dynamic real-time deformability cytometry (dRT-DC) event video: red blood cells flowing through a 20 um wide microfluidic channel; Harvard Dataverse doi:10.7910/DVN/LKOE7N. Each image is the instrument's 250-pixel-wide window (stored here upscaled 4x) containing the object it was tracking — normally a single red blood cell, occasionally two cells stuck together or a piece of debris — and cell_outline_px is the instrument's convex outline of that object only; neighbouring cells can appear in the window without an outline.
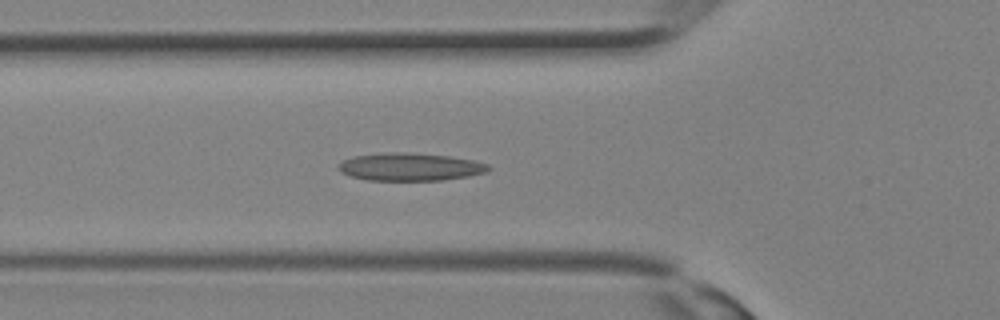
{"species": "Egyptian fruit bat (a non-hibernating species)", "species_latin": "Rousettus aegyptiacus", "temperature_condition": "room temperature", "stored_images_in_passage": 31, "camera_frame_rate_fps": 3000, "um_per_image_px": 0.085, "animal": {"sex": "female"}, "frame": {"image": 1, "passage_image": 11, "time_ms": 3.333, "image_size_px": [1000, 320], "cell_outline_px": [[492, 168], [488, 172], [468, 176], [444, 180], [368, 180], [352, 176], [340, 172], [336, 168], [344, 160], [352, 156], [388, 152], [404, 152], [448, 156], [472, 160], [488, 164]], "centroid_in_image_um": [34.87, 14.18], "position_along_channel_um": 90.9, "area_um2": 24.22}}
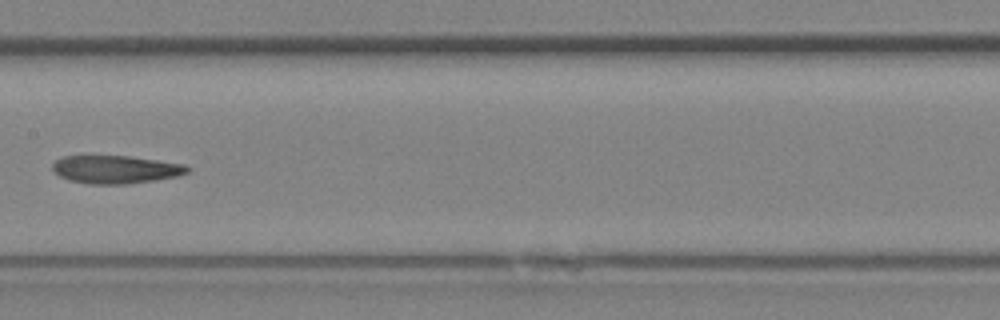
{"frame": {"image": 2, "passage_image": 16, "time_ms": 5.0, "image_size_px": [1000, 320], "cell_outline_px": [[192, 168], [188, 172], [176, 176], [152, 180], [124, 184], [88, 184], [68, 180], [52, 172], [52, 164], [60, 156], [128, 156], [184, 164]], "centroid_in_image_um": [9.77, 14.4], "position_along_channel_um": 197.6, "area_um2": 21.96}}
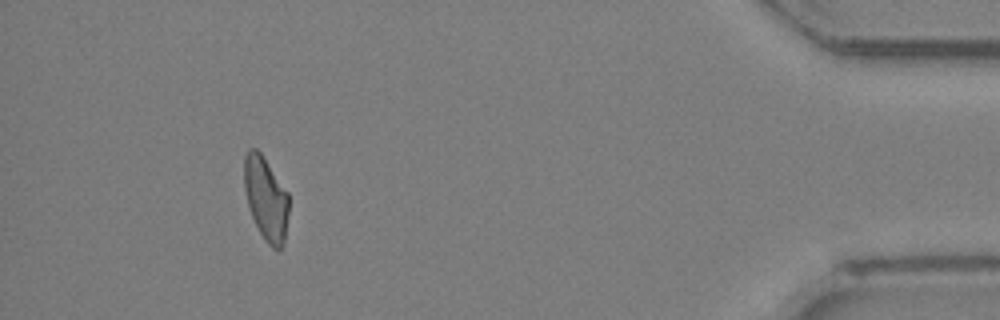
{"frame": {"image": 3, "passage_image": 29, "time_ms": 9.333, "image_size_px": [1000, 320], "cell_outline_px": [[288, 212], [284, 244], [280, 248], [272, 248], [264, 240], [252, 216], [248, 204], [244, 188], [244, 156], [248, 148], [256, 148], [260, 152], [288, 192]], "centroid_in_image_um": [22.59, 16.86], "position_along_channel_um": 412.6, "area_um2": 21.56}}